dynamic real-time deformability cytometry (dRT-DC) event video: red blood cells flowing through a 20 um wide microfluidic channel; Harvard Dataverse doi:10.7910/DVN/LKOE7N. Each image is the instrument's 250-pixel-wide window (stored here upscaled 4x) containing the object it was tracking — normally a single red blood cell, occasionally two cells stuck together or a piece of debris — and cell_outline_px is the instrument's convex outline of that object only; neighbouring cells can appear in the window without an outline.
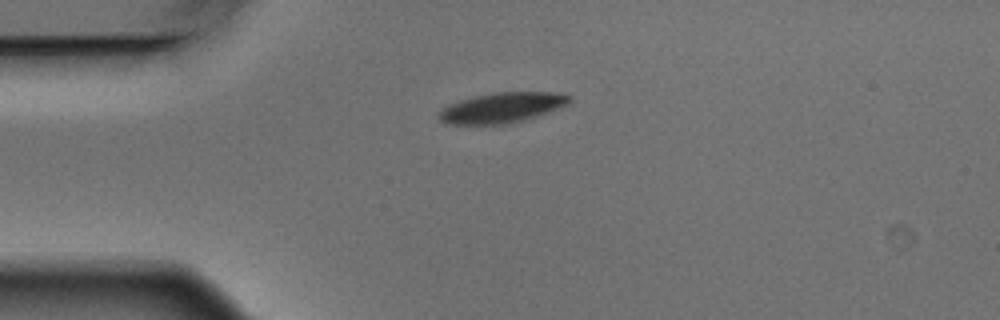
{"species": "Egyptian fruit bat (a non-hibernating species)", "species_latin": "Rousettus aegyptiacus", "temperature_condition": "warm", "stored_images_in_passage": 3, "camera_frame_rate_fps": 3000, "um_per_image_px": 0.085, "animal": {"sex": "male"}, "frame": {"image": 1, "passage_image": 1, "time_ms": 0.0, "image_size_px": [1000, 320], "cell_outline_px": [[572, 100], [568, 104], [536, 116], [504, 124], [448, 124], [440, 120], [436, 116], [448, 104], [472, 96], [492, 92], [552, 92], [572, 96]], "centroid_in_image_um": [42.64, 9.13], "position_along_channel_um": 42.4, "area_um2": 22.83}}
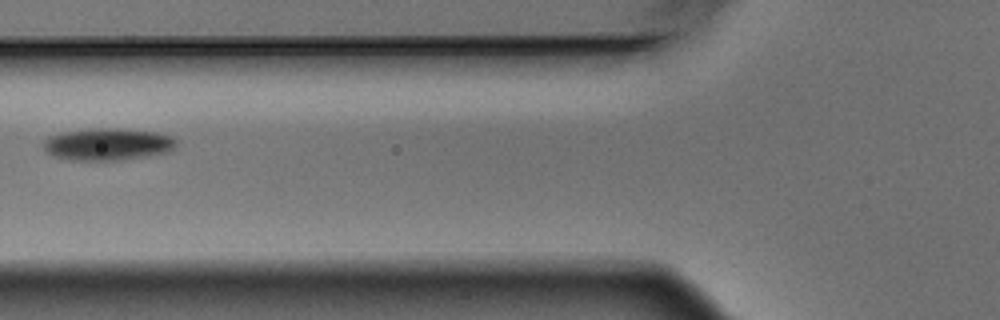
{"frame": {"image": 2, "passage_image": 3, "time_ms": 0.667, "image_size_px": [1000, 320], "cell_outline_px": [[176, 144], [168, 152], [144, 156], [116, 160], [72, 160], [56, 156], [48, 152], [44, 148], [44, 140], [48, 136], [64, 132], [88, 128], [116, 128], [156, 132], [172, 136], [176, 140]], "centroid_in_image_um": [9.15, 12.24], "position_along_channel_um": 116.7, "area_um2": 24.62}}